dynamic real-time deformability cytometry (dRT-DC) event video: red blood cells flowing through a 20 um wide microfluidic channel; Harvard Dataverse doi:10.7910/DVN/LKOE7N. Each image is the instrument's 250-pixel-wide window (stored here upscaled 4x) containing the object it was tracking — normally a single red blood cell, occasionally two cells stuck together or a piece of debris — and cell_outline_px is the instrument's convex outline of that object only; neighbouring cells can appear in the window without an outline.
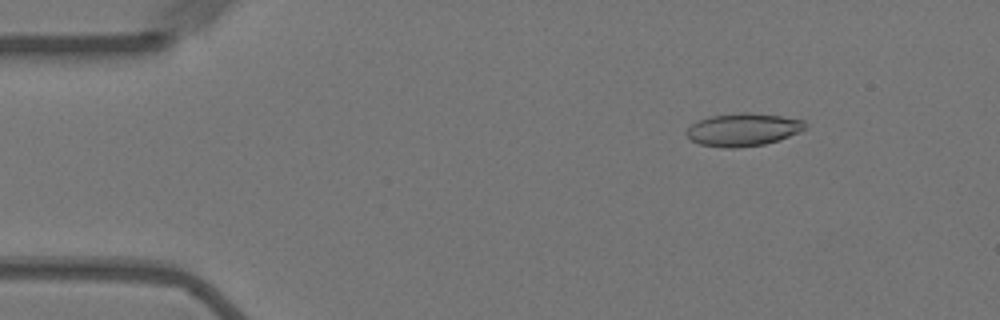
{"species": "Egyptian fruit bat (a non-hibernating species)", "species_latin": "Rousettus aegyptiacus", "temperature_condition": "warm", "stored_images_in_passage": 56, "camera_frame_rate_fps": 3000, "um_per_image_px": 0.085, "animal": {"sex": "female"}, "frame": {"image": 1, "passage_image": 7, "time_ms": 2.0, "image_size_px": [1000, 320], "cell_outline_px": [[808, 124], [800, 132], [764, 144], [740, 148], [720, 148], [700, 144], [692, 140], [684, 132], [692, 124], [708, 116], [740, 112], [748, 112], [780, 116], [804, 120]], "centroid_in_image_um": [63.14, 11.02], "position_along_channel_um": 21.9, "area_um2": 22.72}}
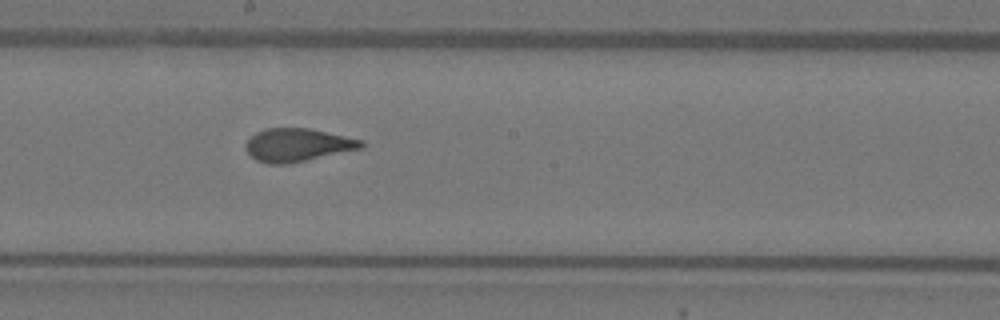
{"frame": {"image": 2, "passage_image": 30, "time_ms": 9.667, "image_size_px": [1000, 320], "cell_outline_px": [[364, 144], [360, 148], [288, 164], [268, 164], [256, 160], [244, 148], [244, 144], [256, 132], [264, 128], [308, 128], [364, 140]], "centroid_in_image_um": [25.24, 12.32], "position_along_channel_um": 223.0, "area_um2": 22.08}}
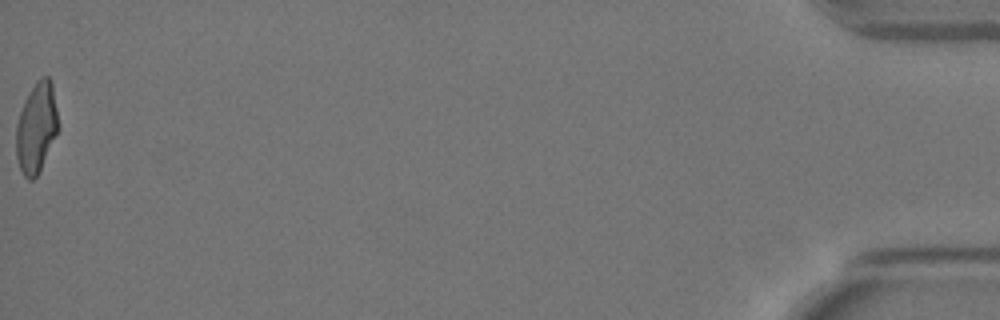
{"frame": {"image": 3, "passage_image": 56, "time_ms": 18.333, "image_size_px": [1000, 320], "cell_outline_px": [[56, 132], [40, 168], [36, 176], [32, 180], [28, 180], [24, 176], [20, 168], [16, 156], [16, 124], [24, 100], [28, 92], [36, 80], [40, 76], [48, 76], [52, 80], [56, 108]], "centroid_in_image_um": [3.05, 10.78], "position_along_channel_um": 432.1, "area_um2": 21.62}, "authors_computed_cell_mechanics": {"area_um2": 22.4842, "velocity_mm_per_s": 3.6043, "shape_relaxation_time_tau1_ms": 7.6366, "shape_relaxation_time_tau2_ms": 1.0694, "deformation_change_tau1": 0.2095, "deformation_change_tau2": 0.0799}}